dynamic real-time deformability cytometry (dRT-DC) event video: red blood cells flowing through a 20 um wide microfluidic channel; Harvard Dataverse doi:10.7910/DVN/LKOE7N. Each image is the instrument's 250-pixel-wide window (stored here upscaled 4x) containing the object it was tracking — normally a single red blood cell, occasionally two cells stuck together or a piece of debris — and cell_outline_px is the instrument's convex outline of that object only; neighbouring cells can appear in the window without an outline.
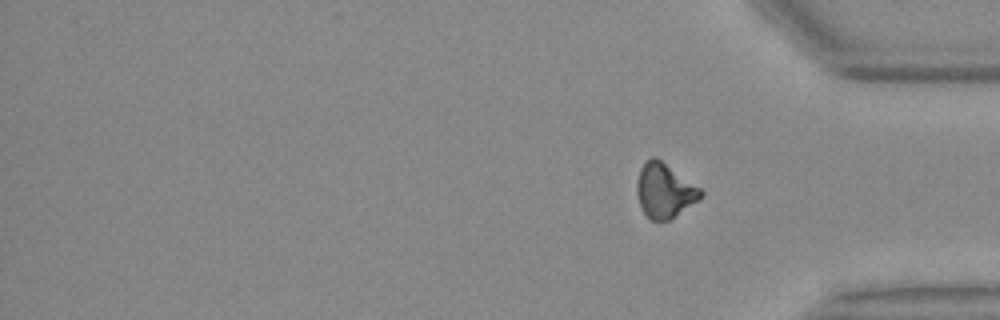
{"species": "Egyptian fruit bat (a non-hibernating species)", "species_latin": "Rousettus aegyptiacus", "temperature_condition": "warm", "stored_images_in_passage": 47, "segment_of_instrument_passage": [2, 2], "camera_frame_rate_fps": 3000, "um_per_image_px": 0.085, "animal": {"sex": "female"}, "frame": {"image": 1, "passage_image": 47, "time_ms": 15.333, "image_size_px": [1000, 320], "cell_outline_px": [[704, 196], [668, 220], [652, 220], [644, 212], [640, 204], [636, 192], [636, 184], [640, 168], [652, 156], [656, 156], [700, 188], [704, 192]], "centroid_in_image_um": [56.48, 16.18], "position_along_channel_um": 378.7, "area_um2": 19.94}}